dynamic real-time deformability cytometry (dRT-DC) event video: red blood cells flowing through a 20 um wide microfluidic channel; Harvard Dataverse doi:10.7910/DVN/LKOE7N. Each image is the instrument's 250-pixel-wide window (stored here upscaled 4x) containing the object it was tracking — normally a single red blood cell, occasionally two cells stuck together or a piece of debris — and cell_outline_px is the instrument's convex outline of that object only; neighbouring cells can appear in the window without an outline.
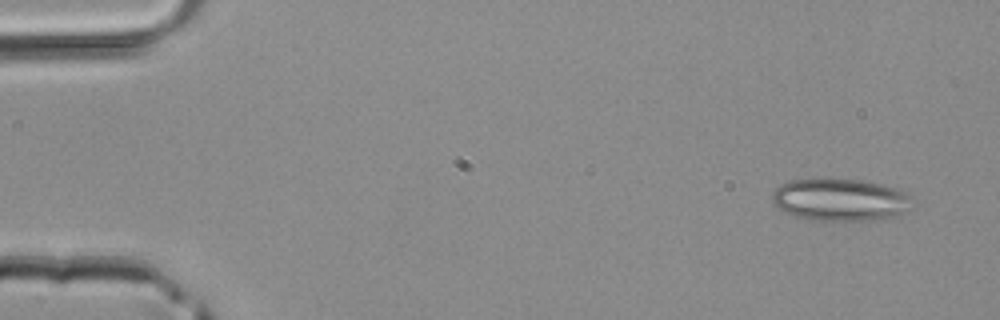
{"species": "common noctule bat (a hibernating species)", "species_latin": "Nyctalus noctula", "temperature_condition": "room temperature", "stored_images_in_passage": 3, "camera_frame_rate_fps": 3000, "um_per_image_px": 0.085, "animal": {"sex": "male", "body_mass_g": 20.4}, "frame": {"image": 1, "passage_image": 1, "time_ms": 0.0, "image_size_px": [1000, 320], "cell_outline_px": [[916, 208], [908, 212], [896, 216], [868, 220], [808, 220], [784, 212], [772, 200], [772, 192], [780, 184], [792, 180], [812, 176], [828, 176], [860, 180], [884, 184], [896, 188], [904, 192], [908, 196]], "centroid_in_image_um": [71.42, 16.93], "position_along_channel_um": 13.6, "area_um2": 35.66}}